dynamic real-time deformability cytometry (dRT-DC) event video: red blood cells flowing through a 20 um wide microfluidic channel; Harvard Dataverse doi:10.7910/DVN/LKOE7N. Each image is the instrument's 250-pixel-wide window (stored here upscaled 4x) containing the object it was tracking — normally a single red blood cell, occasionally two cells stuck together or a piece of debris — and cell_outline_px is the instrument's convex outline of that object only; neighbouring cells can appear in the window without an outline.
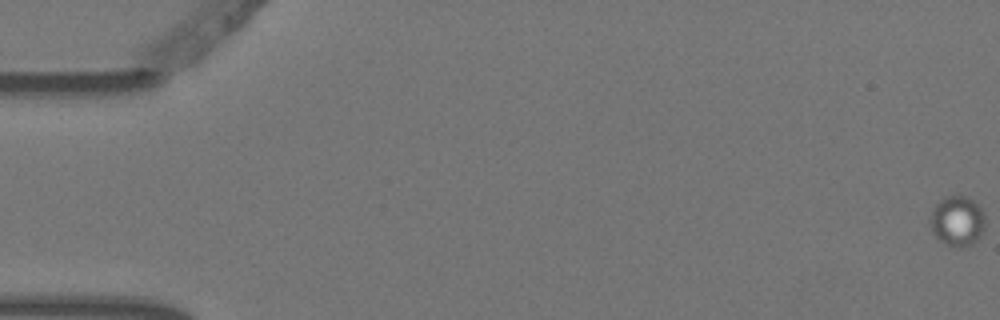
{"species": "Egyptian fruit bat (a non-hibernating species)", "species_latin": "Rousettus aegyptiacus", "temperature_condition": "warm", "stored_images_in_passage": 3, "camera_frame_rate_fps": 3000, "um_per_image_px": 0.085, "animal": {"sex": "female"}, "frame": {"image": 1, "passage_image": 1, "time_ms": 0.0, "image_size_px": [1000, 320], "cell_outline_px": [[984, 228], [980, 236], [972, 244], [960, 248], [948, 244], [940, 240], [932, 232], [932, 212], [936, 204], [944, 196], [964, 196], [972, 200], [984, 212]], "centroid_in_image_um": [81.39, 18.78], "position_along_channel_um": 3.6, "area_um2": 15.66}}
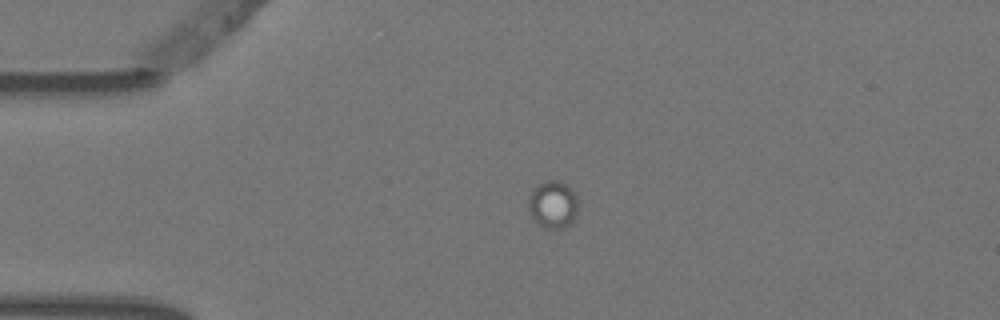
{"frame": {"image": 2, "passage_image": 2, "time_ms": 0.333, "image_size_px": [1000, 320], "cell_outline_px": [[576, 212], [572, 220], [568, 224], [560, 228], [548, 228], [540, 224], [532, 216], [528, 208], [528, 200], [532, 188], [548, 180], [556, 180], [564, 184], [576, 196]], "centroid_in_image_um": [46.95, 17.36], "position_along_channel_um": 38.0, "area_um2": 13.12}}